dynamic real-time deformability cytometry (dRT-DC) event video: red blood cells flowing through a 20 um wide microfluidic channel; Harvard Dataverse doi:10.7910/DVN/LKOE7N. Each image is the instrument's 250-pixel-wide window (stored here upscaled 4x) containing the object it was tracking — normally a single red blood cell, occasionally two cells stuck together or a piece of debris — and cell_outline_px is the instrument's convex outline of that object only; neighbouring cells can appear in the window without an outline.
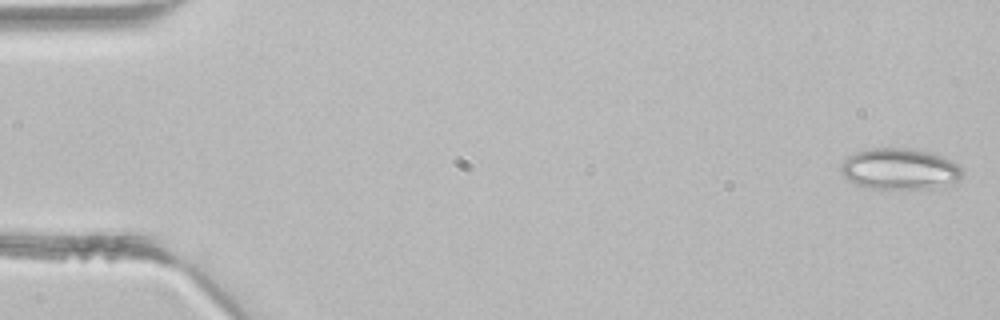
{"species": "common noctule bat (a hibernating species)", "species_latin": "Nyctalus noctula", "temperature_condition": "room temperature", "stored_images_in_passage": 4, "camera_frame_rate_fps": 3000, "um_per_image_px": 0.085, "animal": {"sex": "male", "body_mass_g": 21.5, "forearm_length_mm": 52.0}, "frame": {"image": 1, "passage_image": 1, "time_ms": 0.0, "image_size_px": [1000, 320], "cell_outline_px": [[964, 172], [956, 184], [944, 188], [868, 188], [856, 184], [848, 180], [840, 172], [840, 164], [848, 156], [856, 152], [872, 148], [916, 148], [932, 152], [960, 164], [964, 168]], "centroid_in_image_um": [76.55, 14.36], "position_along_channel_um": 8.4, "area_um2": 29.82}}